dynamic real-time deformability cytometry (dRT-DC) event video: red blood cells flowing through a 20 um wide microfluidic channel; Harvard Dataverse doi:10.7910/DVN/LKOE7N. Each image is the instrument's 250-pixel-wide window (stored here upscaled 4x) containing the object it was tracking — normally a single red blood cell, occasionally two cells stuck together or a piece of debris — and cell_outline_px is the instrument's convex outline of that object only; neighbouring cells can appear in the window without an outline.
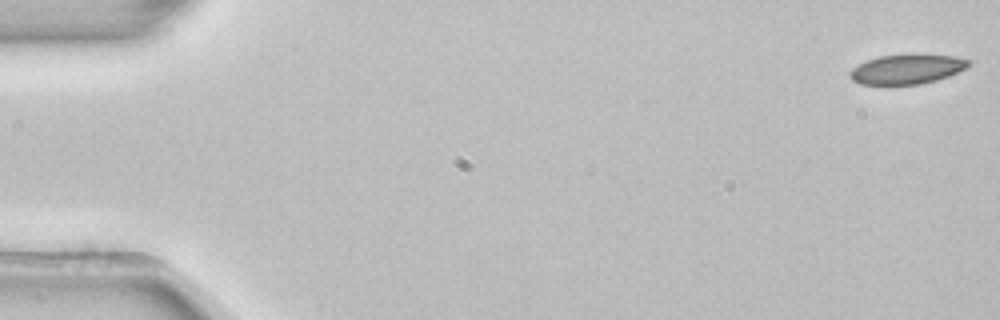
{"species": "common noctule bat (a hibernating species)", "species_latin": "Nyctalus noctula", "temperature_condition": "room temperature", "stored_images_in_passage": 53, "camera_frame_rate_fps": 3000, "um_per_image_px": 0.085, "animal": {"sex": "female", "body_mass_g": 22.7, "forearm_length_mm": 54.2}, "frame": {"image": 1, "passage_image": 1, "time_ms": 0.0, "image_size_px": [1000, 320], "cell_outline_px": [[972, 64], [948, 76], [936, 80], [920, 84], [884, 88], [860, 84], [852, 80], [848, 76], [848, 72], [852, 68], [868, 60], [880, 56], [956, 56], [972, 60]], "centroid_in_image_um": [77.0, 5.96], "position_along_channel_um": 8.0, "area_um2": 20.75}}
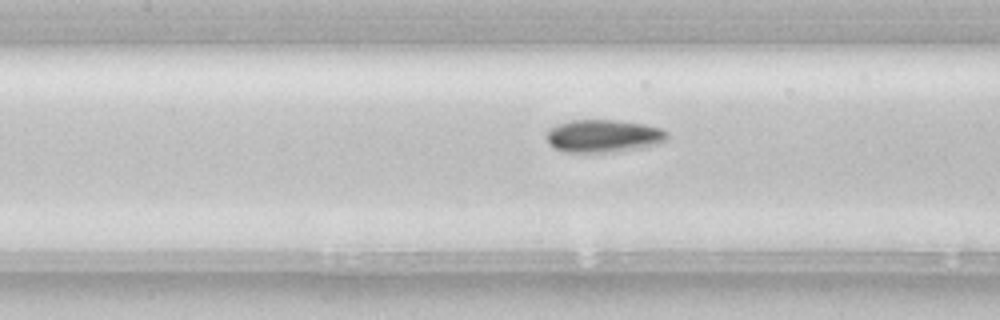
{"frame": {"image": 2, "passage_image": 24, "time_ms": 7.667, "image_size_px": [1000, 320], "cell_outline_px": [[668, 140], [656, 144], [616, 152], [564, 152], [548, 144], [544, 136], [552, 128], [560, 124], [572, 120], [612, 120], [644, 124], [660, 128], [668, 132]], "centroid_in_image_um": [51.29, 11.57], "position_along_channel_um": 156.1, "area_um2": 22.89}}
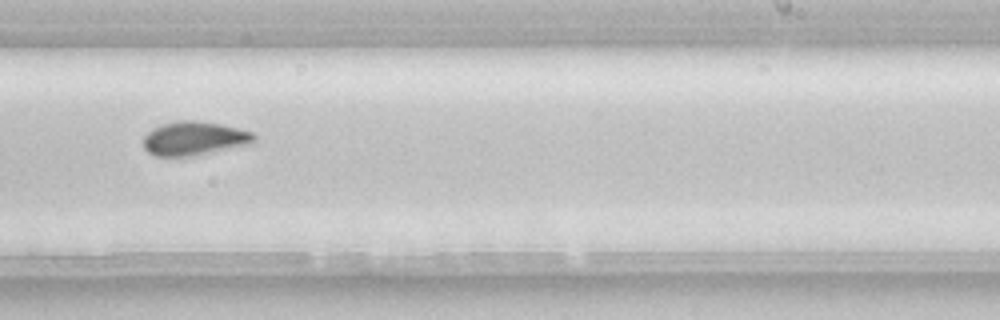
{"frame": {"image": 3, "passage_image": 33, "time_ms": 10.667, "image_size_px": [1000, 320], "cell_outline_px": [[256, 144], [200, 156], [156, 156], [148, 152], [144, 148], [144, 136], [152, 128], [160, 124], [176, 120], [192, 120], [220, 124], [252, 132], [256, 136]], "centroid_in_image_um": [16.57, 11.79], "position_along_channel_um": 272.4, "area_um2": 22.48}, "authors_computed_cell_mechanics": {"area_um2": 21.6172, "velocity_mm_per_s": 3.9047, "shape_relaxation_time_tau1_ms": 2.6911, "shape_relaxation_time_tau2_ms": null, "deformation_change_tau1": 0.0902, "deformation_change_tau2": null}}